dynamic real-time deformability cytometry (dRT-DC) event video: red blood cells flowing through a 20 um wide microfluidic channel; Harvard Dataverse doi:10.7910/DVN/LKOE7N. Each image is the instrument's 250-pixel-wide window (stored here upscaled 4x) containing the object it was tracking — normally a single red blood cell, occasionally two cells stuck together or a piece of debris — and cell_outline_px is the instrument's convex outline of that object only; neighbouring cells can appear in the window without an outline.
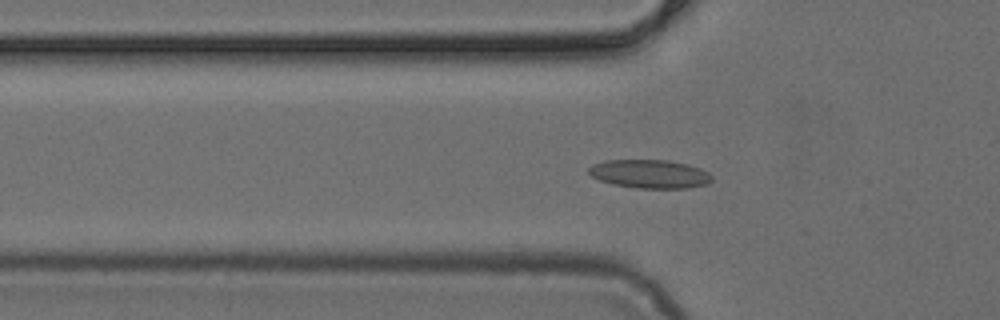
{"species": "common noctule bat (a hibernating species)", "species_latin": "Nyctalus noctula", "temperature_condition": "cold", "stored_images_in_passage": 51, "camera_frame_rate_fps": 3000, "um_per_image_px": 0.085, "animal": {"sex": "female", "body_mass_g": 24.6, "forearm_length_mm": 56.2}, "frame": {"image": 1, "passage_image": 16, "time_ms": 5.0, "image_size_px": [1000, 320], "cell_outline_px": [[712, 180], [708, 184], [688, 188], [636, 188], [612, 184], [600, 180], [592, 176], [588, 172], [588, 168], [592, 164], [604, 160], [668, 160], [700, 168], [708, 172], [712, 176]], "centroid_in_image_um": [55.22, 14.79], "position_along_channel_um": 70.6, "area_um2": 20.52}}
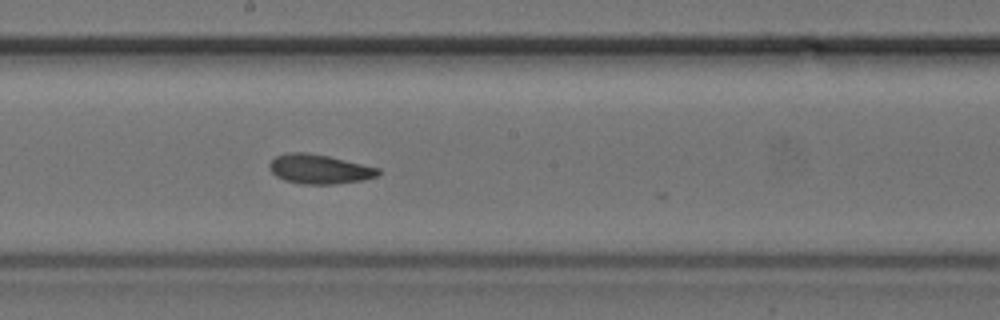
{"frame": {"image": 2, "passage_image": 27, "time_ms": 8.667, "image_size_px": [1000, 320], "cell_outline_px": [[380, 172], [376, 176], [360, 180], [332, 184], [304, 184], [284, 180], [276, 176], [268, 168], [268, 164], [276, 156], [288, 152], [308, 152], [328, 156], [380, 168]], "centroid_in_image_um": [27.1, 14.36], "position_along_channel_um": 221.1, "area_um2": 18.5}}
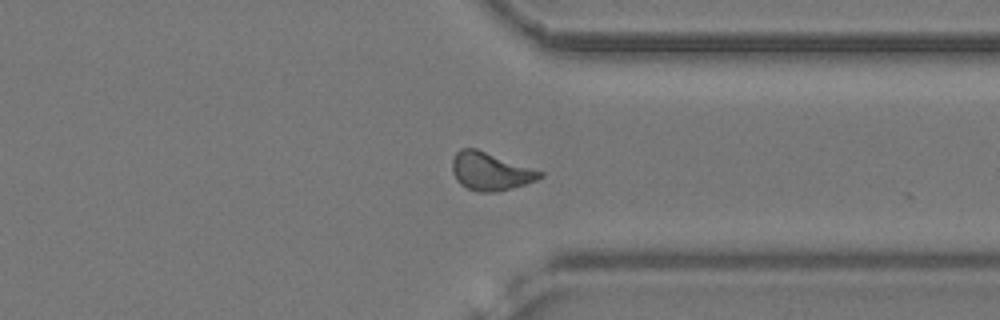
{"frame": {"image": 3, "passage_image": 38, "time_ms": 12.333, "image_size_px": [1000, 320], "cell_outline_px": [[544, 176], [536, 180], [524, 184], [496, 192], [480, 192], [468, 188], [460, 184], [456, 180], [452, 172], [452, 160], [456, 152], [460, 148], [476, 148], [544, 172]], "centroid_in_image_um": [41.66, 14.56], "position_along_channel_um": 369.7, "area_um2": 19.31}}